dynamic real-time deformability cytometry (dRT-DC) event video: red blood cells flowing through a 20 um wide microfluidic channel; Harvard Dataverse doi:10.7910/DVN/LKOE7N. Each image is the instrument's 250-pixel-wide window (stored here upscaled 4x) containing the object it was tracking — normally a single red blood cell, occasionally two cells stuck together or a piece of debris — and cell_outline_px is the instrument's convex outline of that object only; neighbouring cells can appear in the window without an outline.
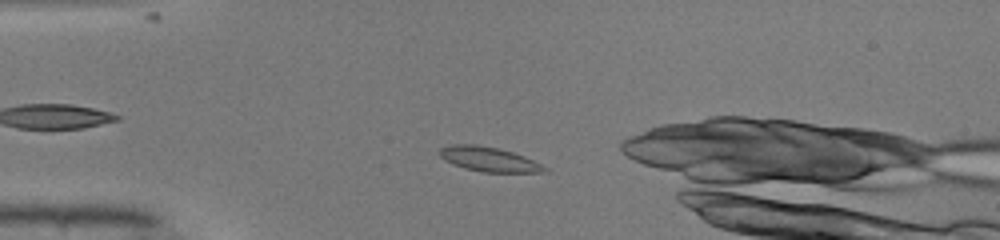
{"species": "common noctule bat (a hibernating species)", "species_latin": "Nyctalus noctula", "temperature_condition": "warm", "stored_images_in_passage": 46, "camera_frame_rate_fps": 3000, "um_per_image_px": 0.085, "animal": {"sex": "male", "body_mass_g": 19.0, "forearm_length_mm": 50.8}, "frame": {"image": 1, "passage_image": 8, "time_ms": 2.333, "image_size_px": [1000, 240], "cell_outline_px": [[548, 172], [484, 172], [464, 168], [452, 164], [444, 160], [440, 156], [440, 148], [448, 144], [476, 144], [496, 148], [512, 152], [524, 156], [548, 168]], "centroid_in_image_um": [41.52, 13.53], "position_along_channel_um": 43.5, "area_um2": 14.97}}
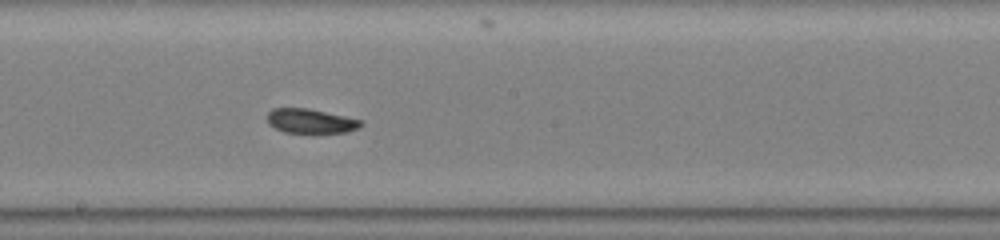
{"frame": {"image": 2, "passage_image": 23, "time_ms": 7.333, "image_size_px": [1000, 240], "cell_outline_px": [[364, 124], [360, 128], [348, 132], [284, 132], [268, 124], [268, 112], [272, 108], [308, 108], [364, 120]], "centroid_in_image_um": [26.45, 10.28], "position_along_channel_um": 221.7, "area_um2": 13.35}}
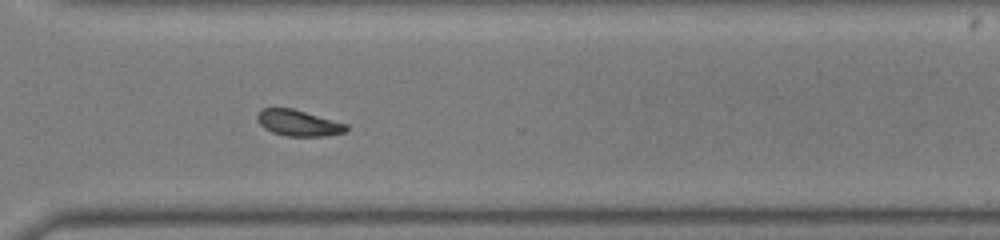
{"frame": {"image": 3, "passage_image": 32, "time_ms": 10.333, "image_size_px": [1000, 240], "cell_outline_px": [[348, 128], [344, 132], [328, 136], [288, 136], [272, 132], [264, 128], [256, 120], [256, 116], [260, 108], [292, 108], [348, 124]], "centroid_in_image_um": [25.34, 10.45], "position_along_channel_um": 345.3, "area_um2": 13.58}, "authors_computed_cell_mechanics": {"area_um2": 14.0454, "velocity_mm_per_s": 4.0871, "shape_relaxation_time_tau1_ms": null, "shape_relaxation_time_tau2_ms": 1.2457, "deformation_change_tau1": null, "deformation_change_tau2": 0.0373}}